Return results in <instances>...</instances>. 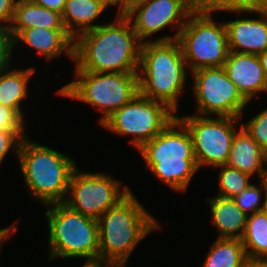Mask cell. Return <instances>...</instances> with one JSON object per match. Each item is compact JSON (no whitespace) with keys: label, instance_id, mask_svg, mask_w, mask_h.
<instances>
[{"label":"cell","instance_id":"obj_1","mask_svg":"<svg viewBox=\"0 0 267 267\" xmlns=\"http://www.w3.org/2000/svg\"><path fill=\"white\" fill-rule=\"evenodd\" d=\"M114 19L74 39V72L138 73L142 43L126 16Z\"/></svg>","mask_w":267,"mask_h":267},{"label":"cell","instance_id":"obj_2","mask_svg":"<svg viewBox=\"0 0 267 267\" xmlns=\"http://www.w3.org/2000/svg\"><path fill=\"white\" fill-rule=\"evenodd\" d=\"M97 221L99 262L117 266H127L137 244L153 231L162 228L132 190Z\"/></svg>","mask_w":267,"mask_h":267},{"label":"cell","instance_id":"obj_3","mask_svg":"<svg viewBox=\"0 0 267 267\" xmlns=\"http://www.w3.org/2000/svg\"><path fill=\"white\" fill-rule=\"evenodd\" d=\"M188 71L177 39L141 44L138 68L139 93L149 99L165 103L176 114L180 108L179 98L186 91L184 86L190 73Z\"/></svg>","mask_w":267,"mask_h":267},{"label":"cell","instance_id":"obj_4","mask_svg":"<svg viewBox=\"0 0 267 267\" xmlns=\"http://www.w3.org/2000/svg\"><path fill=\"white\" fill-rule=\"evenodd\" d=\"M139 153L150 173L175 192H185L199 171L191 134L177 117Z\"/></svg>","mask_w":267,"mask_h":267},{"label":"cell","instance_id":"obj_5","mask_svg":"<svg viewBox=\"0 0 267 267\" xmlns=\"http://www.w3.org/2000/svg\"><path fill=\"white\" fill-rule=\"evenodd\" d=\"M18 164L30 197L44 206L64 203L71 175L78 167L74 158L27 135L19 148Z\"/></svg>","mask_w":267,"mask_h":267},{"label":"cell","instance_id":"obj_6","mask_svg":"<svg viewBox=\"0 0 267 267\" xmlns=\"http://www.w3.org/2000/svg\"><path fill=\"white\" fill-rule=\"evenodd\" d=\"M44 207L47 208L49 259L86 258L85 263L99 262L98 221L64 203Z\"/></svg>","mask_w":267,"mask_h":267},{"label":"cell","instance_id":"obj_7","mask_svg":"<svg viewBox=\"0 0 267 267\" xmlns=\"http://www.w3.org/2000/svg\"><path fill=\"white\" fill-rule=\"evenodd\" d=\"M75 80L56 91L61 97L83 102L101 112V125L139 92L138 73L75 72Z\"/></svg>","mask_w":267,"mask_h":267},{"label":"cell","instance_id":"obj_8","mask_svg":"<svg viewBox=\"0 0 267 267\" xmlns=\"http://www.w3.org/2000/svg\"><path fill=\"white\" fill-rule=\"evenodd\" d=\"M214 14L215 11L195 9L179 33L177 40L191 73L202 68L222 67L229 55L225 23L214 21Z\"/></svg>","mask_w":267,"mask_h":267},{"label":"cell","instance_id":"obj_9","mask_svg":"<svg viewBox=\"0 0 267 267\" xmlns=\"http://www.w3.org/2000/svg\"><path fill=\"white\" fill-rule=\"evenodd\" d=\"M177 114L165 103L144 97L139 92L133 99L117 109L102 124L104 129L121 136L139 150L157 136Z\"/></svg>","mask_w":267,"mask_h":267},{"label":"cell","instance_id":"obj_10","mask_svg":"<svg viewBox=\"0 0 267 267\" xmlns=\"http://www.w3.org/2000/svg\"><path fill=\"white\" fill-rule=\"evenodd\" d=\"M192 74V75H191ZM192 94L196 99L195 115L238 117L249 102L229 79L224 67L202 68L190 73Z\"/></svg>","mask_w":267,"mask_h":267},{"label":"cell","instance_id":"obj_11","mask_svg":"<svg viewBox=\"0 0 267 267\" xmlns=\"http://www.w3.org/2000/svg\"><path fill=\"white\" fill-rule=\"evenodd\" d=\"M191 134L198 168L219 167L227 164L231 145L241 123L238 117L176 116Z\"/></svg>","mask_w":267,"mask_h":267},{"label":"cell","instance_id":"obj_12","mask_svg":"<svg viewBox=\"0 0 267 267\" xmlns=\"http://www.w3.org/2000/svg\"><path fill=\"white\" fill-rule=\"evenodd\" d=\"M78 168L71 175L64 204L84 216L97 220L131 191L129 185L123 186L109 173L82 172Z\"/></svg>","mask_w":267,"mask_h":267},{"label":"cell","instance_id":"obj_13","mask_svg":"<svg viewBox=\"0 0 267 267\" xmlns=\"http://www.w3.org/2000/svg\"><path fill=\"white\" fill-rule=\"evenodd\" d=\"M194 10L195 8L186 0H150L132 9L126 17L132 23L141 43L171 41L178 39L179 33ZM168 26H173V30H176L174 35L168 33L155 40L149 39Z\"/></svg>","mask_w":267,"mask_h":267},{"label":"cell","instance_id":"obj_14","mask_svg":"<svg viewBox=\"0 0 267 267\" xmlns=\"http://www.w3.org/2000/svg\"><path fill=\"white\" fill-rule=\"evenodd\" d=\"M230 14H256L257 18H239L226 21L229 50L236 53L259 55L267 50V9H223Z\"/></svg>","mask_w":267,"mask_h":267},{"label":"cell","instance_id":"obj_15","mask_svg":"<svg viewBox=\"0 0 267 267\" xmlns=\"http://www.w3.org/2000/svg\"><path fill=\"white\" fill-rule=\"evenodd\" d=\"M223 67L229 79L249 102L261 92H267V77L258 55L230 51Z\"/></svg>","mask_w":267,"mask_h":267},{"label":"cell","instance_id":"obj_16","mask_svg":"<svg viewBox=\"0 0 267 267\" xmlns=\"http://www.w3.org/2000/svg\"><path fill=\"white\" fill-rule=\"evenodd\" d=\"M14 47L21 43L26 44L35 52L42 54L46 61L67 55L74 60V38L66 29H47L33 27L22 30L13 40ZM19 42V43H18Z\"/></svg>","mask_w":267,"mask_h":267},{"label":"cell","instance_id":"obj_17","mask_svg":"<svg viewBox=\"0 0 267 267\" xmlns=\"http://www.w3.org/2000/svg\"><path fill=\"white\" fill-rule=\"evenodd\" d=\"M227 165L259 180L267 178V154L243 127L234 136Z\"/></svg>","mask_w":267,"mask_h":267},{"label":"cell","instance_id":"obj_18","mask_svg":"<svg viewBox=\"0 0 267 267\" xmlns=\"http://www.w3.org/2000/svg\"><path fill=\"white\" fill-rule=\"evenodd\" d=\"M212 215V224L218 232L217 238L241 239L245 230L247 214L232 198L207 197Z\"/></svg>","mask_w":267,"mask_h":267},{"label":"cell","instance_id":"obj_19","mask_svg":"<svg viewBox=\"0 0 267 267\" xmlns=\"http://www.w3.org/2000/svg\"><path fill=\"white\" fill-rule=\"evenodd\" d=\"M33 27L66 29L60 12L33 4L29 0H17L14 16L8 29L12 40L22 30Z\"/></svg>","mask_w":267,"mask_h":267},{"label":"cell","instance_id":"obj_20","mask_svg":"<svg viewBox=\"0 0 267 267\" xmlns=\"http://www.w3.org/2000/svg\"><path fill=\"white\" fill-rule=\"evenodd\" d=\"M12 65L0 72V104L13 108L23 119L24 100L28 99L29 81L36 72L35 67L21 69L11 68ZM22 104V105H21Z\"/></svg>","mask_w":267,"mask_h":267},{"label":"cell","instance_id":"obj_21","mask_svg":"<svg viewBox=\"0 0 267 267\" xmlns=\"http://www.w3.org/2000/svg\"><path fill=\"white\" fill-rule=\"evenodd\" d=\"M107 8L96 0H66L62 19L66 30L75 39L80 34L103 25L95 24Z\"/></svg>","mask_w":267,"mask_h":267},{"label":"cell","instance_id":"obj_22","mask_svg":"<svg viewBox=\"0 0 267 267\" xmlns=\"http://www.w3.org/2000/svg\"><path fill=\"white\" fill-rule=\"evenodd\" d=\"M202 267H246L248 257L241 239L217 238Z\"/></svg>","mask_w":267,"mask_h":267},{"label":"cell","instance_id":"obj_23","mask_svg":"<svg viewBox=\"0 0 267 267\" xmlns=\"http://www.w3.org/2000/svg\"><path fill=\"white\" fill-rule=\"evenodd\" d=\"M241 241L249 260L267 259V213L264 210L247 215Z\"/></svg>","mask_w":267,"mask_h":267},{"label":"cell","instance_id":"obj_24","mask_svg":"<svg viewBox=\"0 0 267 267\" xmlns=\"http://www.w3.org/2000/svg\"><path fill=\"white\" fill-rule=\"evenodd\" d=\"M217 168L220 171L218 173L219 193L216 196L233 198L252 183L249 174L230 167L227 164Z\"/></svg>","mask_w":267,"mask_h":267},{"label":"cell","instance_id":"obj_25","mask_svg":"<svg viewBox=\"0 0 267 267\" xmlns=\"http://www.w3.org/2000/svg\"><path fill=\"white\" fill-rule=\"evenodd\" d=\"M259 183L260 185H255L252 182L246 189L232 198L247 215L264 210L267 194V178L259 180ZM262 190L264 194H262Z\"/></svg>","mask_w":267,"mask_h":267},{"label":"cell","instance_id":"obj_26","mask_svg":"<svg viewBox=\"0 0 267 267\" xmlns=\"http://www.w3.org/2000/svg\"><path fill=\"white\" fill-rule=\"evenodd\" d=\"M240 125L267 154V107Z\"/></svg>","mask_w":267,"mask_h":267},{"label":"cell","instance_id":"obj_27","mask_svg":"<svg viewBox=\"0 0 267 267\" xmlns=\"http://www.w3.org/2000/svg\"><path fill=\"white\" fill-rule=\"evenodd\" d=\"M26 133V130H0V166L9 151H12L18 160L19 148L27 136Z\"/></svg>","mask_w":267,"mask_h":267},{"label":"cell","instance_id":"obj_28","mask_svg":"<svg viewBox=\"0 0 267 267\" xmlns=\"http://www.w3.org/2000/svg\"><path fill=\"white\" fill-rule=\"evenodd\" d=\"M267 6V0H208L206 10L218 12L223 9H253Z\"/></svg>","mask_w":267,"mask_h":267},{"label":"cell","instance_id":"obj_29","mask_svg":"<svg viewBox=\"0 0 267 267\" xmlns=\"http://www.w3.org/2000/svg\"><path fill=\"white\" fill-rule=\"evenodd\" d=\"M23 119L13 108L0 104V130H25Z\"/></svg>","mask_w":267,"mask_h":267},{"label":"cell","instance_id":"obj_30","mask_svg":"<svg viewBox=\"0 0 267 267\" xmlns=\"http://www.w3.org/2000/svg\"><path fill=\"white\" fill-rule=\"evenodd\" d=\"M13 42L11 34L6 29H0V72L9 67L12 62Z\"/></svg>","mask_w":267,"mask_h":267},{"label":"cell","instance_id":"obj_31","mask_svg":"<svg viewBox=\"0 0 267 267\" xmlns=\"http://www.w3.org/2000/svg\"><path fill=\"white\" fill-rule=\"evenodd\" d=\"M16 2L17 0H0V29H9Z\"/></svg>","mask_w":267,"mask_h":267},{"label":"cell","instance_id":"obj_32","mask_svg":"<svg viewBox=\"0 0 267 267\" xmlns=\"http://www.w3.org/2000/svg\"><path fill=\"white\" fill-rule=\"evenodd\" d=\"M31 3L47 9L58 11L62 14L66 0H29Z\"/></svg>","mask_w":267,"mask_h":267},{"label":"cell","instance_id":"obj_33","mask_svg":"<svg viewBox=\"0 0 267 267\" xmlns=\"http://www.w3.org/2000/svg\"><path fill=\"white\" fill-rule=\"evenodd\" d=\"M149 1L150 0H120L119 15L126 16L135 7Z\"/></svg>","mask_w":267,"mask_h":267},{"label":"cell","instance_id":"obj_34","mask_svg":"<svg viewBox=\"0 0 267 267\" xmlns=\"http://www.w3.org/2000/svg\"><path fill=\"white\" fill-rule=\"evenodd\" d=\"M103 4L106 8L113 7L114 5L118 7L116 15H119V6H120V0H96Z\"/></svg>","mask_w":267,"mask_h":267},{"label":"cell","instance_id":"obj_35","mask_svg":"<svg viewBox=\"0 0 267 267\" xmlns=\"http://www.w3.org/2000/svg\"><path fill=\"white\" fill-rule=\"evenodd\" d=\"M246 267H267V259L248 260Z\"/></svg>","mask_w":267,"mask_h":267},{"label":"cell","instance_id":"obj_36","mask_svg":"<svg viewBox=\"0 0 267 267\" xmlns=\"http://www.w3.org/2000/svg\"><path fill=\"white\" fill-rule=\"evenodd\" d=\"M19 221H15L13 224H11L10 226L6 227V228H0V241L13 229V228H17V223Z\"/></svg>","mask_w":267,"mask_h":267},{"label":"cell","instance_id":"obj_37","mask_svg":"<svg viewBox=\"0 0 267 267\" xmlns=\"http://www.w3.org/2000/svg\"><path fill=\"white\" fill-rule=\"evenodd\" d=\"M188 1L195 9H205V4L208 0H186Z\"/></svg>","mask_w":267,"mask_h":267},{"label":"cell","instance_id":"obj_38","mask_svg":"<svg viewBox=\"0 0 267 267\" xmlns=\"http://www.w3.org/2000/svg\"><path fill=\"white\" fill-rule=\"evenodd\" d=\"M260 64L265 71L266 77H267V50L261 54L258 55Z\"/></svg>","mask_w":267,"mask_h":267},{"label":"cell","instance_id":"obj_39","mask_svg":"<svg viewBox=\"0 0 267 267\" xmlns=\"http://www.w3.org/2000/svg\"><path fill=\"white\" fill-rule=\"evenodd\" d=\"M82 267H119L110 263L95 262V263H84Z\"/></svg>","mask_w":267,"mask_h":267},{"label":"cell","instance_id":"obj_40","mask_svg":"<svg viewBox=\"0 0 267 267\" xmlns=\"http://www.w3.org/2000/svg\"><path fill=\"white\" fill-rule=\"evenodd\" d=\"M17 231V228H13L1 241H0V253L1 252V248L3 247V244L6 242V240L8 241L10 239V237H12V234H14Z\"/></svg>","mask_w":267,"mask_h":267},{"label":"cell","instance_id":"obj_41","mask_svg":"<svg viewBox=\"0 0 267 267\" xmlns=\"http://www.w3.org/2000/svg\"><path fill=\"white\" fill-rule=\"evenodd\" d=\"M264 211L267 213V194H266V198H265Z\"/></svg>","mask_w":267,"mask_h":267}]
</instances>
